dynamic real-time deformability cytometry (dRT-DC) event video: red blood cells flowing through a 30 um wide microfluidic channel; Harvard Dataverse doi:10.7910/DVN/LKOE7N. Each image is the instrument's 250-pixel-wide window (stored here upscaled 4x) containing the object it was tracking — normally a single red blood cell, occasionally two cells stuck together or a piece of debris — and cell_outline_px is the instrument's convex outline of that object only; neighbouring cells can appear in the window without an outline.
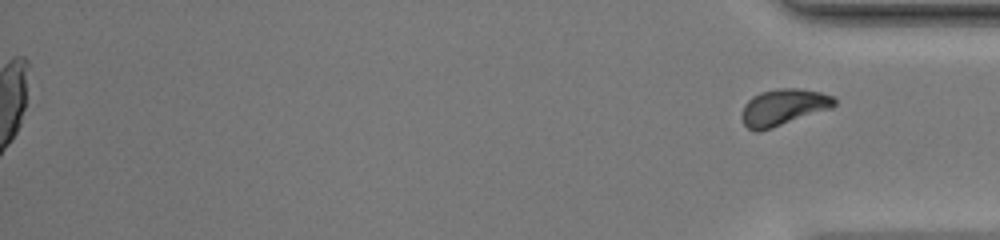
{"species": "common noctule bat (a hibernating species)", "species_latin": "Nyctalus noctula", "temperature_condition": "warm", "stored_images_in_passage": 52, "segment_of_instrument_passage": [2, 2], "camera_frame_rate_fps": 3000, "um_per_image_px": 0.085, "animal": {"sex": "female", "body_mass_g": 20.0, "forearm_length_mm": 54.0}, "frame": {"image": 1, "passage_image": 52, "time_ms": 17.0, "image_size_px": [1000, 240], "cell_outline_px": [[836, 104], [832, 108], [760, 132], [756, 132], [748, 128], [744, 124], [740, 116], [744, 104], [752, 96], [760, 92], [780, 88], [796, 88], [820, 92], [836, 96]], "centroid_in_image_um": [66.58, 9.12], "position_along_channel_um": 368.6, "area_um2": 19.88}}